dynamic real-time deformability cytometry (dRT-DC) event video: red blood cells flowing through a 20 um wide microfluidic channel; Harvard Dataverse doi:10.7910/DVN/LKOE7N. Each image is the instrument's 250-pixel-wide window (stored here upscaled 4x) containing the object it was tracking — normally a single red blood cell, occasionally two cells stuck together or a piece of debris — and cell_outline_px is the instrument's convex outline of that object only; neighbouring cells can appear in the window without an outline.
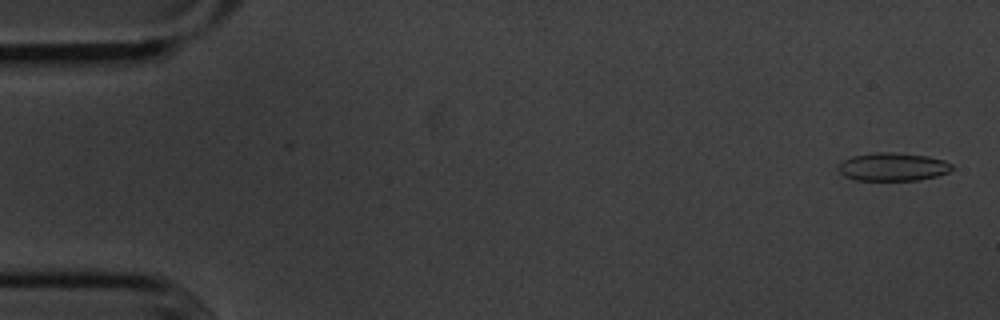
{"species": "common noctule bat (a hibernating species)", "species_latin": "Nyctalus noctula", "temperature_condition": "cold", "stored_images_in_passage": 55, "camera_frame_rate_fps": 3000, "um_per_image_px": 0.085, "animal": {"sex": "male", "body_mass_g": 20.1, "forearm_length_mm": 53.5}, "frame": {"image": 1, "passage_image": 2, "time_ms": 0.333, "image_size_px": [1000, 320], "cell_outline_px": [[952, 168], [948, 172], [936, 176], [920, 180], [856, 180], [844, 176], [836, 168], [836, 164], [852, 156], [876, 152], [892, 152], [928, 156], [944, 160], [952, 164]], "centroid_in_image_um": [75.85, 14.18], "position_along_channel_um": 9.1, "area_um2": 18.73}}
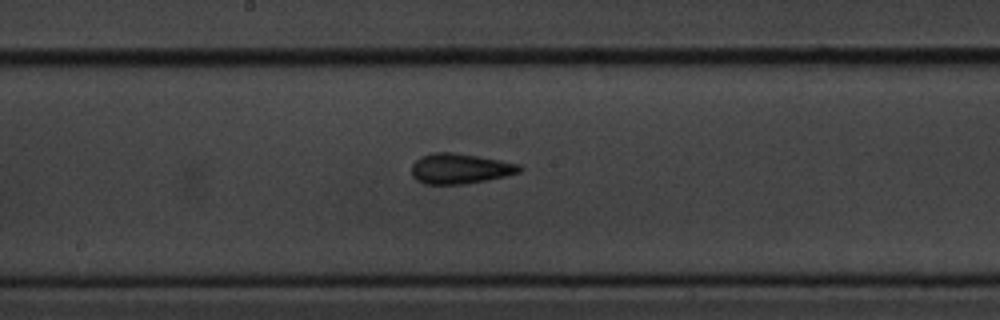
{"frame": {"image": 2, "passage_image": 29, "time_ms": 9.333, "image_size_px": [1000, 320], "cell_outline_px": [[524, 168], [520, 172], [504, 176], [464, 184], [424, 184], [416, 180], [412, 176], [412, 164], [420, 156], [432, 152], [452, 152], [500, 160], [520, 164]], "centroid_in_image_um": [39.07, 14.33], "position_along_channel_um": 209.1, "area_um2": 19.02}}
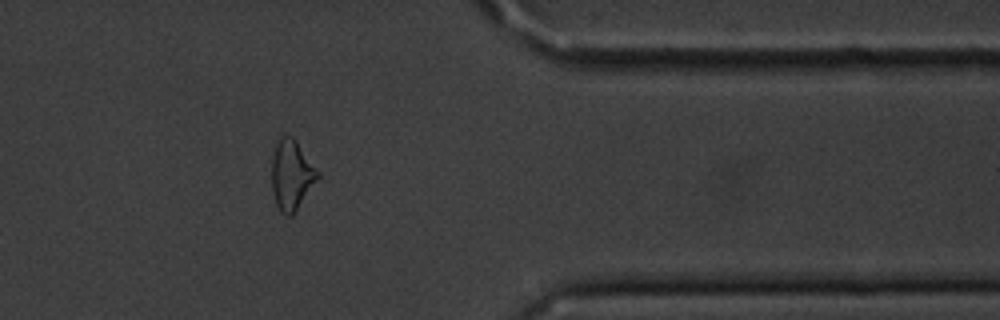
{"frame": {"image": 3, "passage_image": 45, "time_ms": 14.667, "image_size_px": [1000, 320], "cell_outline_px": [[320, 176], [292, 216], [288, 216], [280, 212], [276, 204], [272, 192], [272, 156], [276, 144], [280, 136], [292, 136], [296, 140], [320, 172]], "centroid_in_image_um": [24.78, 14.87], "position_along_channel_um": 386.6, "area_um2": 18.79}, "authors_computed_cell_mechanics": {"area_um2": 18.6116, "velocity_mm_per_s": 3.6304, "shape_relaxation_time_tau1_ms": 4.5341, "shape_relaxation_time_tau2_ms": 2.4939, "deformation_change_tau1": 0.1144, "deformation_change_tau2": 0.1066}}